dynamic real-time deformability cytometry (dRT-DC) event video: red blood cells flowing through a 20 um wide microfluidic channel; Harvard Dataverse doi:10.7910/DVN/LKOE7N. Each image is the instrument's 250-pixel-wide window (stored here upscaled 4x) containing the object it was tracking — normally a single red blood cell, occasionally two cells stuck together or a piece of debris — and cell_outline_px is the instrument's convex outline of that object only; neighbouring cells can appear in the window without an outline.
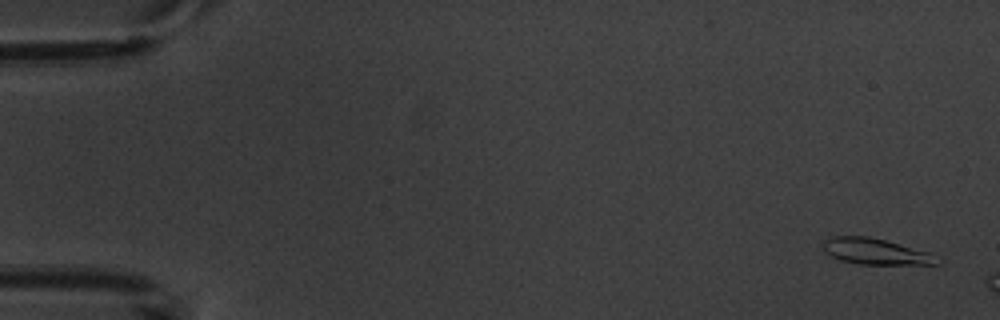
{"species": "common noctule bat (a hibernating species)", "species_latin": "Nyctalus noctula", "temperature_condition": "warm", "stored_images_in_passage": 3, "camera_frame_rate_fps": 3000, "um_per_image_px": 0.085, "animal": {"sex": "male", "body_mass_g": 20.1, "forearm_length_mm": 53.5}, "frame": {"image": 1, "passage_image": 1, "time_ms": 0.0, "image_size_px": [1000, 320], "cell_outline_px": [[940, 264], [856, 264], [840, 260], [824, 252], [820, 240], [832, 236], [868, 236], [932, 252]], "centroid_in_image_um": [74.35, 21.36], "position_along_channel_um": 10.6, "area_um2": 17.46}}